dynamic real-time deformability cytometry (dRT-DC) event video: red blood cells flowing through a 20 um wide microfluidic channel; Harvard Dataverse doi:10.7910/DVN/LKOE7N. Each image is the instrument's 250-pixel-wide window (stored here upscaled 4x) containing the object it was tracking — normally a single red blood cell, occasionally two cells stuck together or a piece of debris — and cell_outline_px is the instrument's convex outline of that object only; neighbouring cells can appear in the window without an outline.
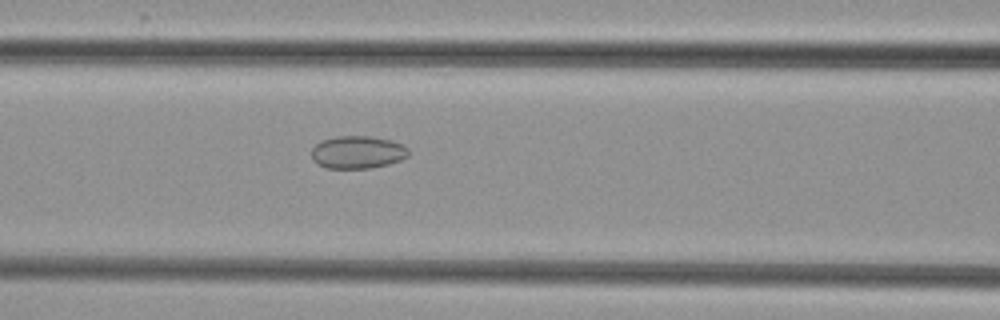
{"species": "common noctule bat (a hibernating species)", "species_latin": "Nyctalus noctula", "temperature_condition": "cold", "stored_images_in_passage": 3, "camera_frame_rate_fps": 3000, "um_per_image_px": 0.085, "animal": {"sex": "female", "body_mass_g": 29.2, "forearm_length_mm": 56.3}, "frame": {"image": 1, "passage_image": 3, "time_ms": 3.333, "image_size_px": [1000, 320], "cell_outline_px": [[408, 156], [400, 160], [388, 164], [368, 168], [324, 168], [316, 164], [312, 160], [312, 148], [320, 140], [336, 136], [368, 136], [392, 140], [408, 148]], "centroid_in_image_um": [30.35, 12.94], "position_along_channel_um": 136.3, "area_um2": 18.55}}